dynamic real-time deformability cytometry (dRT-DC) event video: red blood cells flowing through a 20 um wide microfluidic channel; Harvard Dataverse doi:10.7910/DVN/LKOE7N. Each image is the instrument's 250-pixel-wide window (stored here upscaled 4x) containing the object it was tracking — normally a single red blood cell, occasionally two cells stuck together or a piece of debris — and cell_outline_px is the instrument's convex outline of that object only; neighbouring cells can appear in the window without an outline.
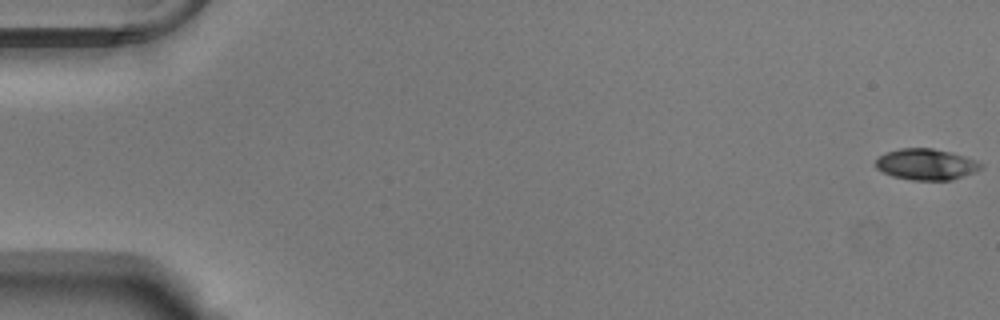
{"species": "Egyptian fruit bat (a non-hibernating species)", "species_latin": "Rousettus aegyptiacus", "temperature_condition": "warm", "stored_images_in_passage": 55, "camera_frame_rate_fps": 3000, "um_per_image_px": 0.085, "animal": {"sex": "male"}, "frame": {"image": 1, "passage_image": 1, "time_ms": 0.0, "image_size_px": [1000, 320], "cell_outline_px": [[984, 164], [976, 172], [952, 180], [912, 180], [892, 176], [876, 168], [876, 160], [880, 156], [888, 152], [900, 148], [932, 148], [964, 156], [976, 160]], "centroid_in_image_um": [78.75, 13.98], "position_along_channel_um": 6.3, "area_um2": 18.96}}
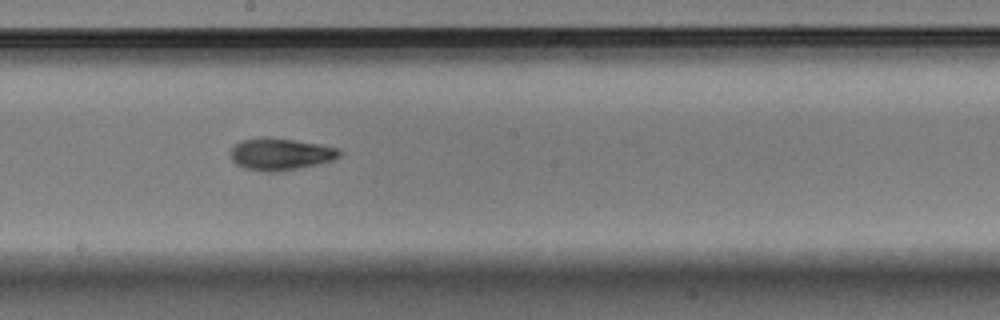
{"frame": {"image": 2, "passage_image": 31, "time_ms": 10.0, "image_size_px": [1000, 320], "cell_outline_px": [[344, 152], [340, 156], [332, 160], [320, 164], [276, 172], [264, 172], [244, 168], [236, 164], [232, 160], [232, 148], [240, 140], [292, 140], [320, 144], [340, 148]], "centroid_in_image_um": [23.92, 13.15], "position_along_channel_um": 224.3, "area_um2": 19.71}}
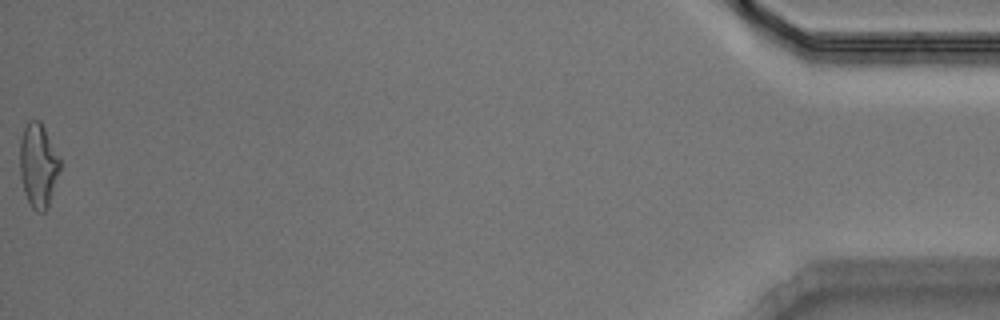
{"frame": {"image": 3, "passage_image": 55, "time_ms": 18.0, "image_size_px": [1000, 320], "cell_outline_px": [[60, 172], [48, 208], [44, 212], [36, 212], [32, 208], [24, 192], [20, 176], [20, 140], [24, 128], [28, 120], [40, 120], [60, 156]], "centroid_in_image_um": [3.26, 14.06], "position_along_channel_um": 431.9, "area_um2": 19.94}, "authors_computed_cell_mechanics": {"area_um2": 19.363, "velocity_mm_per_s": 3.7806, "shape_relaxation_time_tau1_ms": 3.3473, "shape_relaxation_time_tau2_ms": 2.5045, "deformation_change_tau1": 0.1641, "deformation_change_tau2": 0.0963}}